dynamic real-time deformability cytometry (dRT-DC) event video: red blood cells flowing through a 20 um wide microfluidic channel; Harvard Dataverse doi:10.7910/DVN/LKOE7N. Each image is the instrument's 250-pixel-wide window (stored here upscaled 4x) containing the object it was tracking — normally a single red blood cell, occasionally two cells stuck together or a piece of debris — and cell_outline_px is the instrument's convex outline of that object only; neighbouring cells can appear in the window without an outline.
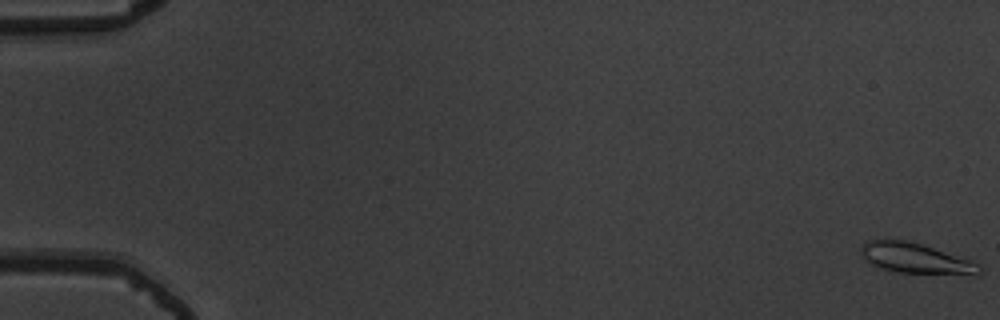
{"species": "common noctule bat (a hibernating species)", "species_latin": "Nyctalus noctula", "temperature_condition": "warm", "stored_images_in_passage": 55, "camera_frame_rate_fps": 3000, "um_per_image_px": 0.085, "animal": {"sex": "male", "body_mass_g": 19.5, "forearm_length_mm": 54.6}, "frame": {"image": 1, "passage_image": 1, "time_ms": 0.0, "image_size_px": [1000, 320], "cell_outline_px": [[984, 272], [896, 272], [872, 264], [864, 260], [860, 256], [860, 248], [864, 240], [908, 240], [972, 260]], "centroid_in_image_um": [77.66, 21.89], "position_along_channel_um": 7.3, "area_um2": 20.0}}
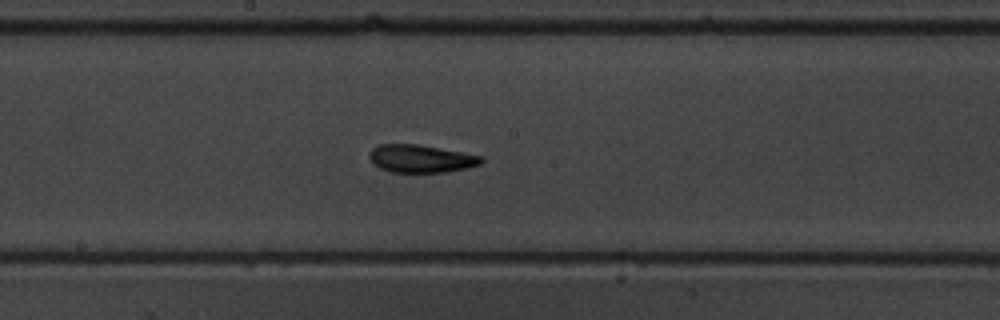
{"frame": {"image": 2, "passage_image": 31, "time_ms": 10.0, "image_size_px": [1000, 320], "cell_outline_px": [[484, 160], [480, 164], [468, 168], [444, 172], [392, 172], [380, 168], [372, 164], [368, 160], [368, 152], [372, 148], [380, 144], [420, 144], [484, 156]], "centroid_in_image_um": [35.76, 13.48], "position_along_channel_um": 212.4, "area_um2": 18.44}}
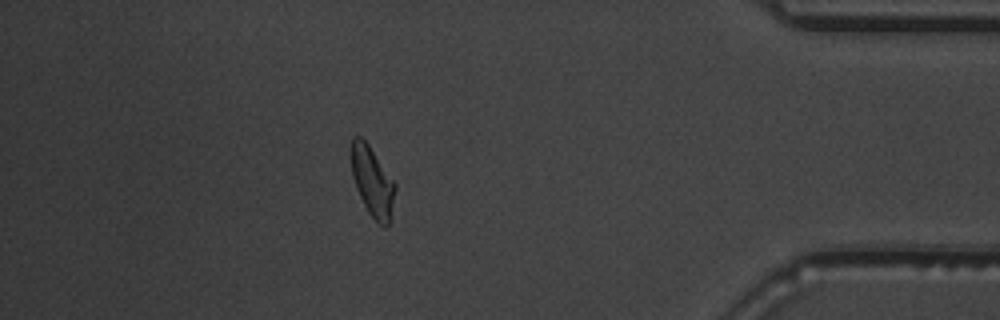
{"frame": {"image": 3, "passage_image": 49, "time_ms": 16.0, "image_size_px": [1000, 320], "cell_outline_px": [[396, 188], [388, 224], [384, 228], [368, 212], [356, 188], [352, 176], [348, 156], [348, 152], [352, 136], [360, 136], [368, 144], [396, 184]], "centroid_in_image_um": [31.58, 15.34], "position_along_channel_um": 403.6, "area_um2": 17.98}, "authors_computed_cell_mechanics": {"area_um2": 18.1492, "velocity_mm_per_s": 3.7946, "shape_relaxation_time_tau1_ms": 6.5087, "shape_relaxation_time_tau2_ms": 2.7783, "deformation_change_tau1": 0.1902, "deformation_change_tau2": 0.0855}}